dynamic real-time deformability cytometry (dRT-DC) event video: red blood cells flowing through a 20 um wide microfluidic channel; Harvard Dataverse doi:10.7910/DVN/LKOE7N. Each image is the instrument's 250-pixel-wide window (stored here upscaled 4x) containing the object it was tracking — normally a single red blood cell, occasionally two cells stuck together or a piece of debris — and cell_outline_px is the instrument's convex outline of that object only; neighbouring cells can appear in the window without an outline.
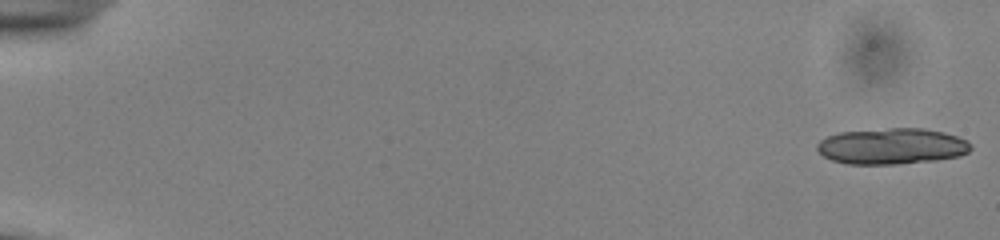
{"species": "common noctule bat (a hibernating species)", "species_latin": "Nyctalus noctula", "temperature_condition": "cold", "stored_images_in_passage": 18, "camera_frame_rate_fps": 3000, "um_per_image_px": 0.085, "animal": {"sex": "male", "body_mass_g": 13.0, "forearm_length_mm": 53.1}, "frame": {"image": 1, "passage_image": 1, "time_ms": 0.0, "image_size_px": [1000, 240], "cell_outline_px": [[972, 148], [968, 152], [960, 156], [936, 160], [896, 164], [848, 164], [832, 160], [824, 156], [816, 148], [816, 144], [820, 140], [828, 136], [840, 132], [888, 128], [924, 128], [944, 132], [968, 140], [972, 144]], "centroid_in_image_um": [75.83, 12.42], "position_along_channel_um": 9.2, "area_um2": 32.43}}